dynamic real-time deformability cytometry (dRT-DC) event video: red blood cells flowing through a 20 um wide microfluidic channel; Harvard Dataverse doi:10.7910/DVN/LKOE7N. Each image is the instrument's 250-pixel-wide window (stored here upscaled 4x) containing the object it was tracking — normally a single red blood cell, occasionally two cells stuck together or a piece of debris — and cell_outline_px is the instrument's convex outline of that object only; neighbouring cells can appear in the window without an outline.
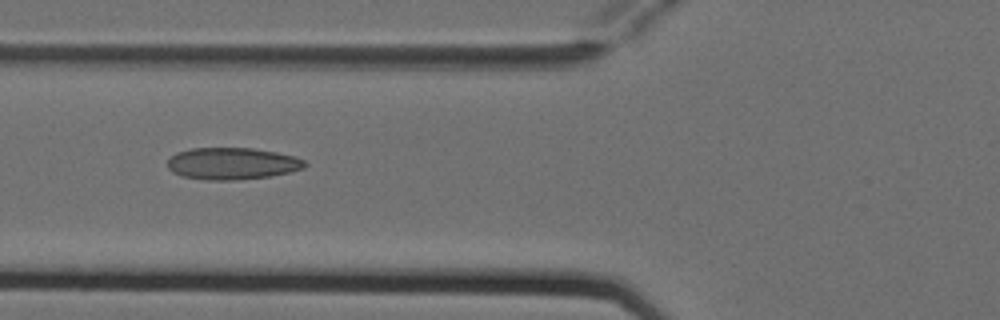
{"species": "Egyptian fruit bat (a non-hibernating species)", "species_latin": "Rousettus aegyptiacus", "temperature_condition": "cold", "stored_images_in_passage": 4, "camera_frame_rate_fps": 3000, "um_per_image_px": 0.085, "animal": {"sex": "female"}, "frame": {"image": 1, "passage_image": 2, "time_ms": 0.333, "image_size_px": [1000, 320], "cell_outline_px": [[308, 164], [304, 168], [272, 176], [236, 180], [204, 180], [180, 176], [172, 172], [168, 168], [168, 160], [176, 152], [192, 148], [252, 148], [276, 152], [296, 156], [304, 160]], "centroid_in_image_um": [19.73, 13.91], "position_along_channel_um": 106.1, "area_um2": 25.72}}
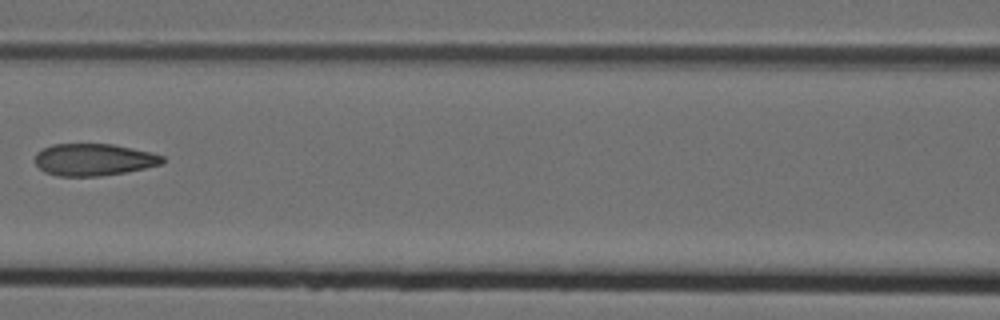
{"frame": {"image": 2, "passage_image": 3, "time_ms": 0.667, "image_size_px": [1000, 320], "cell_outline_px": [[164, 164], [124, 172], [100, 176], [60, 176], [44, 172], [36, 164], [36, 152], [52, 144], [112, 144], [152, 152], [164, 156]], "centroid_in_image_um": [7.99, 13.56], "position_along_channel_um": 158.6, "area_um2": 23.76}}
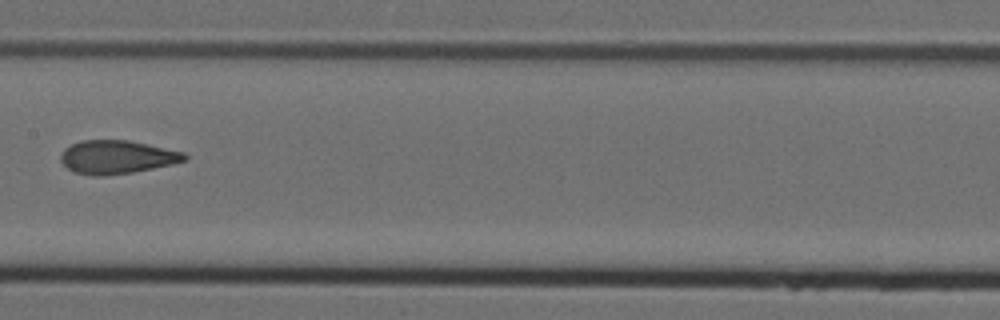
{"frame": {"image": 3, "passage_image": 4, "time_ms": 1.0, "image_size_px": [1000, 320], "cell_outline_px": [[188, 160], [172, 164], [132, 172], [104, 176], [92, 176], [76, 172], [68, 168], [60, 160], [60, 156], [64, 148], [80, 140], [128, 140], [148, 144], [184, 152], [188, 156]], "centroid_in_image_um": [9.94, 13.34], "position_along_channel_um": 197.5, "area_um2": 24.1}}